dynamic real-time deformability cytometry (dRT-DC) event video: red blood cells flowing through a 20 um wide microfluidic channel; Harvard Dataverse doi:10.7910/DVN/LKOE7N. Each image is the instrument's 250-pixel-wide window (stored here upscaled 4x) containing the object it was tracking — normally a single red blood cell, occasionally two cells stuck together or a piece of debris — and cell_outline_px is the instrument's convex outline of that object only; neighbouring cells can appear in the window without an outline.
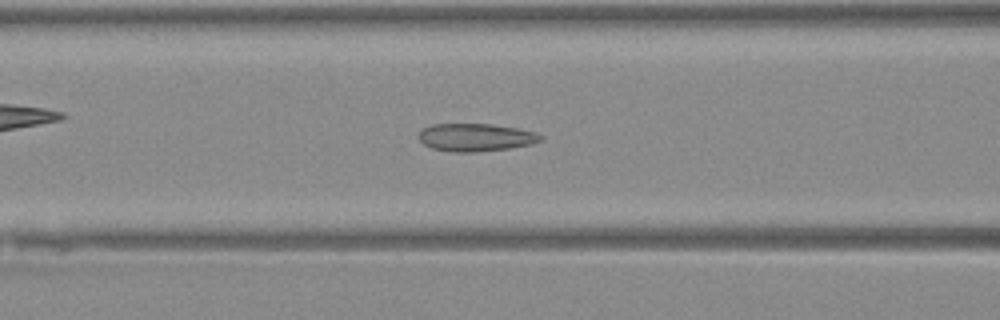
{"species": "Egyptian fruit bat (a non-hibernating species)", "species_latin": "Rousettus aegyptiacus", "temperature_condition": "warm", "stored_images_in_passage": 48, "camera_frame_rate_fps": 3000, "um_per_image_px": 0.085, "animal": {"sex": "female"}, "frame": {"image": 1, "passage_image": 19, "time_ms": 6.0, "image_size_px": [1000, 320], "cell_outline_px": [[544, 136], [540, 140], [532, 144], [512, 148], [476, 152], [448, 152], [432, 148], [424, 144], [416, 136], [424, 128], [432, 124], [492, 124], [516, 128], [536, 132]], "centroid_in_image_um": [40.43, 11.68], "position_along_channel_um": 126.2, "area_um2": 19.88}}
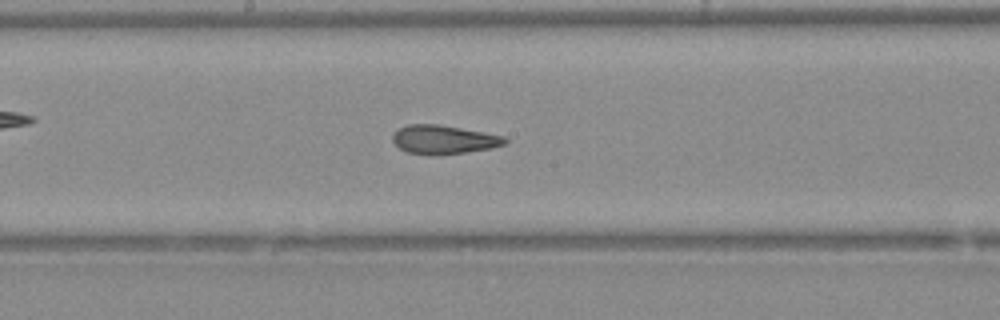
{"frame": {"image": 2, "passage_image": 25, "time_ms": 8.0, "image_size_px": [1000, 320], "cell_outline_px": [[508, 140], [504, 144], [488, 148], [464, 152], [408, 152], [400, 148], [392, 140], [392, 136], [396, 128], [408, 124], [440, 124], [504, 136]], "centroid_in_image_um": [37.68, 11.8], "position_along_channel_um": 210.5, "area_um2": 17.98}}
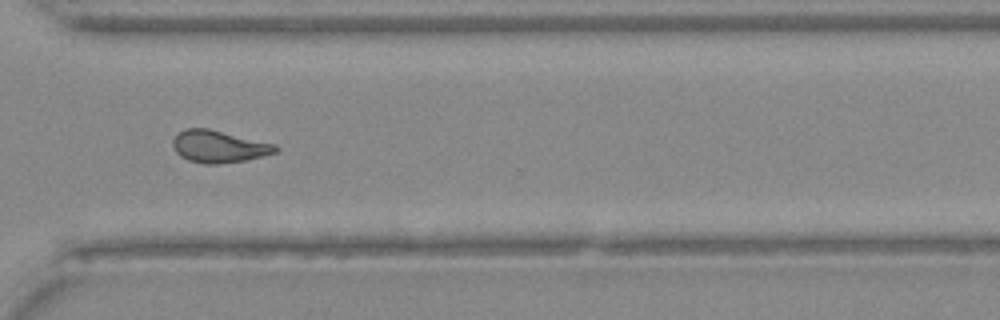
{"frame": {"image": 3, "passage_image": 35, "time_ms": 11.333, "image_size_px": [1000, 320], "cell_outline_px": [[280, 148], [276, 152], [264, 156], [244, 160], [216, 164], [204, 164], [188, 160], [180, 156], [176, 152], [172, 144], [172, 140], [184, 128], [208, 128], [276, 144]], "centroid_in_image_um": [18.61, 12.45], "position_along_channel_um": 352.0, "area_um2": 19.25}}